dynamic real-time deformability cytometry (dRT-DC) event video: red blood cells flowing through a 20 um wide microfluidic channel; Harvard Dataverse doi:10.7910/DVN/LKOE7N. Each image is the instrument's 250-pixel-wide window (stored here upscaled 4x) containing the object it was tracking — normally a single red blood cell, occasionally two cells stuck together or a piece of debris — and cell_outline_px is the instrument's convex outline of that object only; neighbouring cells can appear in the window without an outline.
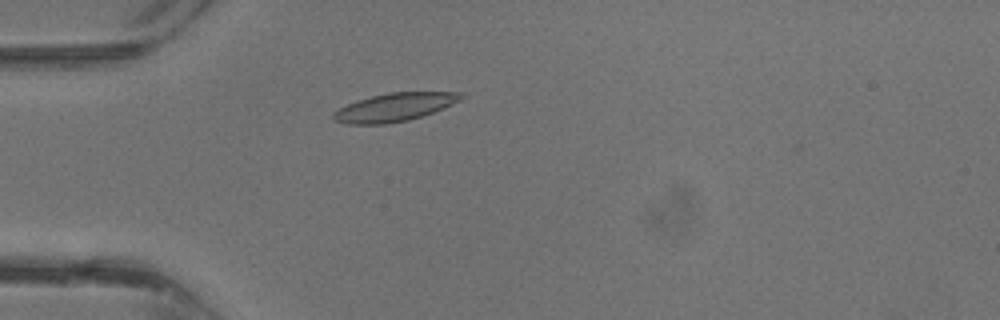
{"species": "common noctule bat (a hibernating species)", "species_latin": "Nyctalus noctula", "temperature_condition": "warm", "stored_images_in_passage": 35, "camera_frame_rate_fps": 3000, "um_per_image_px": 0.085, "animal": {"sex": "male", "body_mass_g": 13.3}, "frame": {"image": 1, "passage_image": 8, "time_ms": 2.333, "image_size_px": [1000, 320], "cell_outline_px": [[464, 96], [460, 100], [452, 104], [432, 112], [408, 120], [384, 124], [348, 124], [336, 120], [332, 116], [332, 112], [348, 104], [372, 96], [388, 92], [464, 92]], "centroid_in_image_um": [33.54, 9.1], "position_along_channel_um": 51.5, "area_um2": 20.63}}
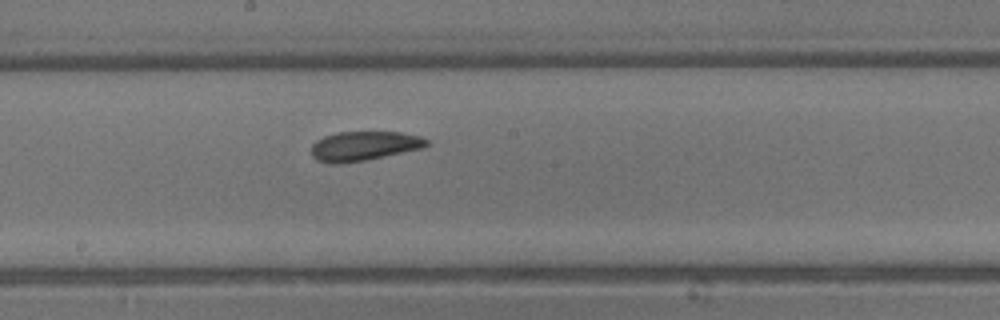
{"frame": {"image": 2, "passage_image": 18, "time_ms": 5.667, "image_size_px": [1000, 320], "cell_outline_px": [[428, 144], [424, 148], [364, 160], [340, 164], [328, 164], [316, 160], [312, 156], [312, 144], [316, 140], [324, 136], [336, 132], [400, 132], [420, 136], [428, 140]], "centroid_in_image_um": [30.91, 12.41], "position_along_channel_um": 217.3, "area_um2": 19.83}}
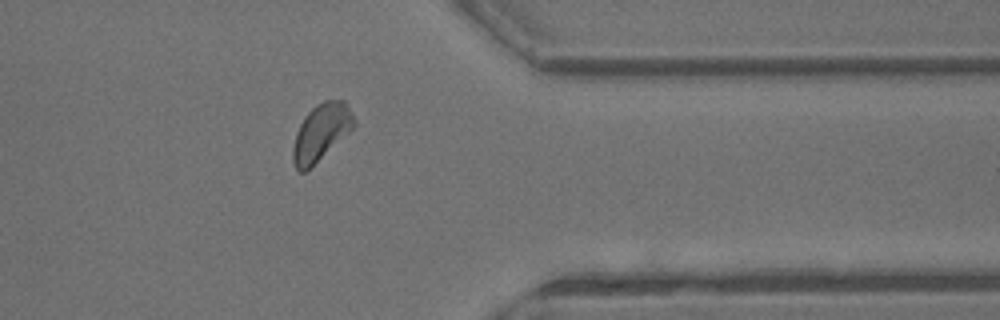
{"frame": {"image": 3, "passage_image": 28, "time_ms": 9.0, "image_size_px": [1000, 320], "cell_outline_px": [[356, 124], [348, 132], [304, 172], [300, 172], [296, 168], [292, 160], [292, 148], [296, 132], [304, 116], [316, 104], [324, 100], [344, 100], [348, 104], [356, 120]], "centroid_in_image_um": [27.28, 11.19], "position_along_channel_um": 384.1, "area_um2": 19.83}}